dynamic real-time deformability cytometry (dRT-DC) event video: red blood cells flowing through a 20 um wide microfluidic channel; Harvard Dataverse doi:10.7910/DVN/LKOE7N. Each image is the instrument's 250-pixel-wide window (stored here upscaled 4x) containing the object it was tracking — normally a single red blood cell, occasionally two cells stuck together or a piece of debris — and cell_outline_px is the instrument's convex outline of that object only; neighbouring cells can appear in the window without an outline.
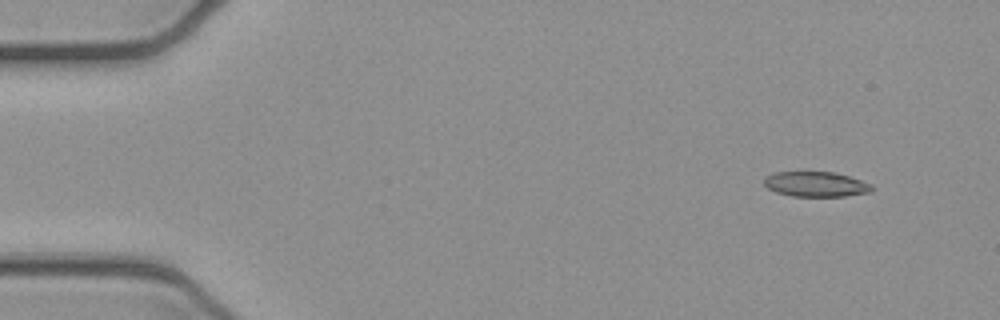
{"species": "common noctule bat (a hibernating species)", "species_latin": "Nyctalus noctula", "temperature_condition": "cold", "stored_images_in_passage": 5, "camera_frame_rate_fps": 3000, "um_per_image_px": 0.085, "animal": {"sex": "female", "body_mass_g": 21.9}, "frame": {"image": 1, "passage_image": 2, "time_ms": 0.333, "image_size_px": [1000, 320], "cell_outline_px": [[876, 188], [872, 192], [844, 196], [792, 196], [776, 192], [768, 188], [764, 184], [764, 176], [776, 172], [836, 172], [872, 184]], "centroid_in_image_um": [69.37, 15.66], "position_along_channel_um": 15.6, "area_um2": 15.84}}
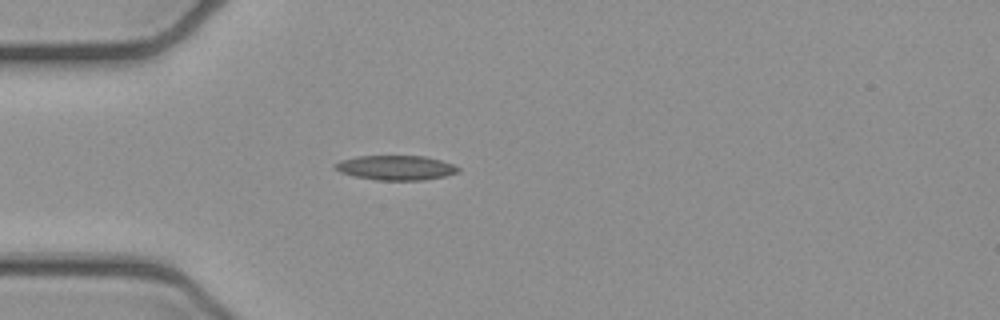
{"frame": {"image": 2, "passage_image": 5, "time_ms": 1.333, "image_size_px": [1000, 320], "cell_outline_px": [[460, 172], [444, 176], [424, 180], [376, 180], [356, 176], [340, 172], [332, 168], [332, 164], [340, 160], [356, 156], [424, 156], [440, 160], [452, 164], [460, 168]], "centroid_in_image_um": [33.61, 14.25], "position_along_channel_um": 51.4, "area_um2": 17.74}}